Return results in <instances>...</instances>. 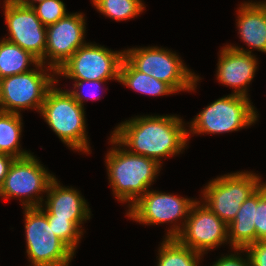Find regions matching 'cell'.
<instances>
[{
	"label": "cell",
	"mask_w": 266,
	"mask_h": 266,
	"mask_svg": "<svg viewBox=\"0 0 266 266\" xmlns=\"http://www.w3.org/2000/svg\"><path fill=\"white\" fill-rule=\"evenodd\" d=\"M84 110L67 90L54 85L46 94L40 114L67 147L90 154Z\"/></svg>",
	"instance_id": "cell-3"
},
{
	"label": "cell",
	"mask_w": 266,
	"mask_h": 266,
	"mask_svg": "<svg viewBox=\"0 0 266 266\" xmlns=\"http://www.w3.org/2000/svg\"><path fill=\"white\" fill-rule=\"evenodd\" d=\"M251 266H266V240H258L245 248Z\"/></svg>",
	"instance_id": "cell-28"
},
{
	"label": "cell",
	"mask_w": 266,
	"mask_h": 266,
	"mask_svg": "<svg viewBox=\"0 0 266 266\" xmlns=\"http://www.w3.org/2000/svg\"><path fill=\"white\" fill-rule=\"evenodd\" d=\"M73 90H67V92L82 106L84 107V101L88 99L91 100H98L100 98L99 94H97L101 84L105 83L106 81L101 80H74ZM87 86V91L84 92L82 88ZM89 86V87H88ZM98 96V97H97Z\"/></svg>",
	"instance_id": "cell-26"
},
{
	"label": "cell",
	"mask_w": 266,
	"mask_h": 266,
	"mask_svg": "<svg viewBox=\"0 0 266 266\" xmlns=\"http://www.w3.org/2000/svg\"><path fill=\"white\" fill-rule=\"evenodd\" d=\"M237 12L238 34L249 49L228 44L227 46L250 54L254 48L266 53V2H243Z\"/></svg>",
	"instance_id": "cell-17"
},
{
	"label": "cell",
	"mask_w": 266,
	"mask_h": 266,
	"mask_svg": "<svg viewBox=\"0 0 266 266\" xmlns=\"http://www.w3.org/2000/svg\"><path fill=\"white\" fill-rule=\"evenodd\" d=\"M255 207L257 190L242 203L234 220L228 224V240L232 249H245L256 242Z\"/></svg>",
	"instance_id": "cell-18"
},
{
	"label": "cell",
	"mask_w": 266,
	"mask_h": 266,
	"mask_svg": "<svg viewBox=\"0 0 266 266\" xmlns=\"http://www.w3.org/2000/svg\"><path fill=\"white\" fill-rule=\"evenodd\" d=\"M40 162L33 154L16 158L0 186V197L18 198L23 208L40 207L45 200L39 195L47 193L55 178Z\"/></svg>",
	"instance_id": "cell-10"
},
{
	"label": "cell",
	"mask_w": 266,
	"mask_h": 266,
	"mask_svg": "<svg viewBox=\"0 0 266 266\" xmlns=\"http://www.w3.org/2000/svg\"><path fill=\"white\" fill-rule=\"evenodd\" d=\"M15 1L22 6L33 8L36 4L38 5L44 0H15Z\"/></svg>",
	"instance_id": "cell-31"
},
{
	"label": "cell",
	"mask_w": 266,
	"mask_h": 266,
	"mask_svg": "<svg viewBox=\"0 0 266 266\" xmlns=\"http://www.w3.org/2000/svg\"><path fill=\"white\" fill-rule=\"evenodd\" d=\"M124 58L139 72L168 84L175 92L195 91L200 79L170 49L157 46L129 48Z\"/></svg>",
	"instance_id": "cell-5"
},
{
	"label": "cell",
	"mask_w": 266,
	"mask_h": 266,
	"mask_svg": "<svg viewBox=\"0 0 266 266\" xmlns=\"http://www.w3.org/2000/svg\"><path fill=\"white\" fill-rule=\"evenodd\" d=\"M233 250L236 251L234 254L231 253L229 255H223V257L221 256L212 266H251L250 258L247 251L245 252V249L236 248ZM238 251L240 253H238ZM244 252L247 254L245 255V259L240 256L241 253L243 254Z\"/></svg>",
	"instance_id": "cell-29"
},
{
	"label": "cell",
	"mask_w": 266,
	"mask_h": 266,
	"mask_svg": "<svg viewBox=\"0 0 266 266\" xmlns=\"http://www.w3.org/2000/svg\"><path fill=\"white\" fill-rule=\"evenodd\" d=\"M45 208L56 218L69 219L82 233L83 221L89 220L90 208L81 193L72 187L61 186L56 177L46 193Z\"/></svg>",
	"instance_id": "cell-16"
},
{
	"label": "cell",
	"mask_w": 266,
	"mask_h": 266,
	"mask_svg": "<svg viewBox=\"0 0 266 266\" xmlns=\"http://www.w3.org/2000/svg\"><path fill=\"white\" fill-rule=\"evenodd\" d=\"M33 9L45 27L56 23L68 14L61 0H44L38 6L35 5Z\"/></svg>",
	"instance_id": "cell-25"
},
{
	"label": "cell",
	"mask_w": 266,
	"mask_h": 266,
	"mask_svg": "<svg viewBox=\"0 0 266 266\" xmlns=\"http://www.w3.org/2000/svg\"><path fill=\"white\" fill-rule=\"evenodd\" d=\"M219 52L216 73L218 82L232 87V94L247 97V86L253 80L258 67L256 56L234 50L227 45Z\"/></svg>",
	"instance_id": "cell-15"
},
{
	"label": "cell",
	"mask_w": 266,
	"mask_h": 266,
	"mask_svg": "<svg viewBox=\"0 0 266 266\" xmlns=\"http://www.w3.org/2000/svg\"><path fill=\"white\" fill-rule=\"evenodd\" d=\"M110 143L114 147L106 154L105 163L112 194L117 201L129 203V208L149 190L162 165L152 158L136 155L127 148H122L112 135Z\"/></svg>",
	"instance_id": "cell-2"
},
{
	"label": "cell",
	"mask_w": 266,
	"mask_h": 266,
	"mask_svg": "<svg viewBox=\"0 0 266 266\" xmlns=\"http://www.w3.org/2000/svg\"><path fill=\"white\" fill-rule=\"evenodd\" d=\"M261 180V176L249 171L224 174L210 180L201 191V200L228 225L242 203L261 186Z\"/></svg>",
	"instance_id": "cell-8"
},
{
	"label": "cell",
	"mask_w": 266,
	"mask_h": 266,
	"mask_svg": "<svg viewBox=\"0 0 266 266\" xmlns=\"http://www.w3.org/2000/svg\"><path fill=\"white\" fill-rule=\"evenodd\" d=\"M26 253L31 266H69L75 253L55 235L40 207L24 208Z\"/></svg>",
	"instance_id": "cell-7"
},
{
	"label": "cell",
	"mask_w": 266,
	"mask_h": 266,
	"mask_svg": "<svg viewBox=\"0 0 266 266\" xmlns=\"http://www.w3.org/2000/svg\"><path fill=\"white\" fill-rule=\"evenodd\" d=\"M40 61L30 52L5 38L0 41V79L15 74L26 73L30 65H38Z\"/></svg>",
	"instance_id": "cell-20"
},
{
	"label": "cell",
	"mask_w": 266,
	"mask_h": 266,
	"mask_svg": "<svg viewBox=\"0 0 266 266\" xmlns=\"http://www.w3.org/2000/svg\"><path fill=\"white\" fill-rule=\"evenodd\" d=\"M177 115L136 116L120 123L112 136L136 155L156 160L180 154L188 145V130Z\"/></svg>",
	"instance_id": "cell-1"
},
{
	"label": "cell",
	"mask_w": 266,
	"mask_h": 266,
	"mask_svg": "<svg viewBox=\"0 0 266 266\" xmlns=\"http://www.w3.org/2000/svg\"><path fill=\"white\" fill-rule=\"evenodd\" d=\"M157 266H199L203 254L182 245L176 238H164L158 250Z\"/></svg>",
	"instance_id": "cell-22"
},
{
	"label": "cell",
	"mask_w": 266,
	"mask_h": 266,
	"mask_svg": "<svg viewBox=\"0 0 266 266\" xmlns=\"http://www.w3.org/2000/svg\"><path fill=\"white\" fill-rule=\"evenodd\" d=\"M175 238L182 245L204 255L219 245L229 243L228 225L198 200L192 205L182 231Z\"/></svg>",
	"instance_id": "cell-12"
},
{
	"label": "cell",
	"mask_w": 266,
	"mask_h": 266,
	"mask_svg": "<svg viewBox=\"0 0 266 266\" xmlns=\"http://www.w3.org/2000/svg\"><path fill=\"white\" fill-rule=\"evenodd\" d=\"M15 159V157L9 154L0 152V186L3 184L5 177L10 169V166L12 165Z\"/></svg>",
	"instance_id": "cell-30"
},
{
	"label": "cell",
	"mask_w": 266,
	"mask_h": 266,
	"mask_svg": "<svg viewBox=\"0 0 266 266\" xmlns=\"http://www.w3.org/2000/svg\"><path fill=\"white\" fill-rule=\"evenodd\" d=\"M40 208L46 213L49 226L74 253L82 238V233L69 219L56 218L43 205Z\"/></svg>",
	"instance_id": "cell-24"
},
{
	"label": "cell",
	"mask_w": 266,
	"mask_h": 266,
	"mask_svg": "<svg viewBox=\"0 0 266 266\" xmlns=\"http://www.w3.org/2000/svg\"><path fill=\"white\" fill-rule=\"evenodd\" d=\"M124 50L112 51L94 43H85L57 71V77L70 80H117Z\"/></svg>",
	"instance_id": "cell-11"
},
{
	"label": "cell",
	"mask_w": 266,
	"mask_h": 266,
	"mask_svg": "<svg viewBox=\"0 0 266 266\" xmlns=\"http://www.w3.org/2000/svg\"><path fill=\"white\" fill-rule=\"evenodd\" d=\"M256 242L266 240V194L264 188L257 189V207H255Z\"/></svg>",
	"instance_id": "cell-27"
},
{
	"label": "cell",
	"mask_w": 266,
	"mask_h": 266,
	"mask_svg": "<svg viewBox=\"0 0 266 266\" xmlns=\"http://www.w3.org/2000/svg\"><path fill=\"white\" fill-rule=\"evenodd\" d=\"M197 200L156 190H147L127 211L133 221L147 225H171L165 238H175L183 229L192 205ZM182 219V220H181ZM184 219V220H183ZM183 221L181 225L177 221ZM177 222V224H176Z\"/></svg>",
	"instance_id": "cell-9"
},
{
	"label": "cell",
	"mask_w": 266,
	"mask_h": 266,
	"mask_svg": "<svg viewBox=\"0 0 266 266\" xmlns=\"http://www.w3.org/2000/svg\"><path fill=\"white\" fill-rule=\"evenodd\" d=\"M261 186L264 188V191H265V194H266V182H265V183L262 182V183H261Z\"/></svg>",
	"instance_id": "cell-32"
},
{
	"label": "cell",
	"mask_w": 266,
	"mask_h": 266,
	"mask_svg": "<svg viewBox=\"0 0 266 266\" xmlns=\"http://www.w3.org/2000/svg\"><path fill=\"white\" fill-rule=\"evenodd\" d=\"M93 6L103 15L116 21L137 17L145 9L142 0H91Z\"/></svg>",
	"instance_id": "cell-23"
},
{
	"label": "cell",
	"mask_w": 266,
	"mask_h": 266,
	"mask_svg": "<svg viewBox=\"0 0 266 266\" xmlns=\"http://www.w3.org/2000/svg\"><path fill=\"white\" fill-rule=\"evenodd\" d=\"M22 124L21 114L0 111V152L15 158H24L32 154L21 149Z\"/></svg>",
	"instance_id": "cell-21"
},
{
	"label": "cell",
	"mask_w": 266,
	"mask_h": 266,
	"mask_svg": "<svg viewBox=\"0 0 266 266\" xmlns=\"http://www.w3.org/2000/svg\"><path fill=\"white\" fill-rule=\"evenodd\" d=\"M55 76L54 69L40 62L26 73L0 79V111L21 114V110L35 109L40 113L47 92L58 82Z\"/></svg>",
	"instance_id": "cell-4"
},
{
	"label": "cell",
	"mask_w": 266,
	"mask_h": 266,
	"mask_svg": "<svg viewBox=\"0 0 266 266\" xmlns=\"http://www.w3.org/2000/svg\"><path fill=\"white\" fill-rule=\"evenodd\" d=\"M3 2L5 23L9 32V37L5 39L30 52L42 62L46 49V27L35 10L22 6L15 0Z\"/></svg>",
	"instance_id": "cell-13"
},
{
	"label": "cell",
	"mask_w": 266,
	"mask_h": 266,
	"mask_svg": "<svg viewBox=\"0 0 266 266\" xmlns=\"http://www.w3.org/2000/svg\"><path fill=\"white\" fill-rule=\"evenodd\" d=\"M119 83L149 96H164L176 92L165 82L136 70L125 58L119 69Z\"/></svg>",
	"instance_id": "cell-19"
},
{
	"label": "cell",
	"mask_w": 266,
	"mask_h": 266,
	"mask_svg": "<svg viewBox=\"0 0 266 266\" xmlns=\"http://www.w3.org/2000/svg\"><path fill=\"white\" fill-rule=\"evenodd\" d=\"M83 13H68L46 27V49L42 64L57 71L86 41ZM47 59V60H46ZM48 60H50L48 62ZM47 63H46V62Z\"/></svg>",
	"instance_id": "cell-14"
},
{
	"label": "cell",
	"mask_w": 266,
	"mask_h": 266,
	"mask_svg": "<svg viewBox=\"0 0 266 266\" xmlns=\"http://www.w3.org/2000/svg\"><path fill=\"white\" fill-rule=\"evenodd\" d=\"M249 97L230 94L205 107L189 124L190 134H220L238 131L254 124L258 119Z\"/></svg>",
	"instance_id": "cell-6"
}]
</instances>
